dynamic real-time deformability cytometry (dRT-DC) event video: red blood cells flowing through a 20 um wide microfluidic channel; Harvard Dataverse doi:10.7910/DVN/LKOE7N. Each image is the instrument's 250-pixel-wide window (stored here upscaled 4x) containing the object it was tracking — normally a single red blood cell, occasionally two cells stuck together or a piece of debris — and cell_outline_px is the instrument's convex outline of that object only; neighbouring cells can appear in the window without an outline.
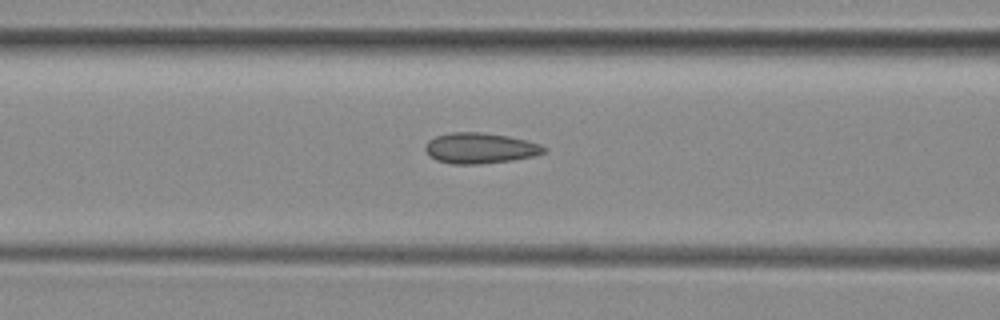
{"species": "common noctule bat (a hibernating species)", "species_latin": "Nyctalus noctula", "temperature_condition": "room temperature", "stored_images_in_passage": 14, "camera_frame_rate_fps": 3000, "um_per_image_px": 0.085, "animal": {"sex": "female", "body_mass_g": 29.2, "forearm_length_mm": 56.3}, "frame": {"image": 1, "passage_image": 12, "time_ms": 3.667, "image_size_px": [1000, 320], "cell_outline_px": [[548, 148], [544, 152], [532, 156], [512, 160], [480, 164], [452, 164], [436, 160], [428, 156], [424, 148], [424, 144], [428, 140], [436, 136], [452, 132], [480, 132], [508, 136], [528, 140], [540, 144]], "centroid_in_image_um": [40.77, 12.59], "position_along_channel_um": 125.8, "area_um2": 21.33}}